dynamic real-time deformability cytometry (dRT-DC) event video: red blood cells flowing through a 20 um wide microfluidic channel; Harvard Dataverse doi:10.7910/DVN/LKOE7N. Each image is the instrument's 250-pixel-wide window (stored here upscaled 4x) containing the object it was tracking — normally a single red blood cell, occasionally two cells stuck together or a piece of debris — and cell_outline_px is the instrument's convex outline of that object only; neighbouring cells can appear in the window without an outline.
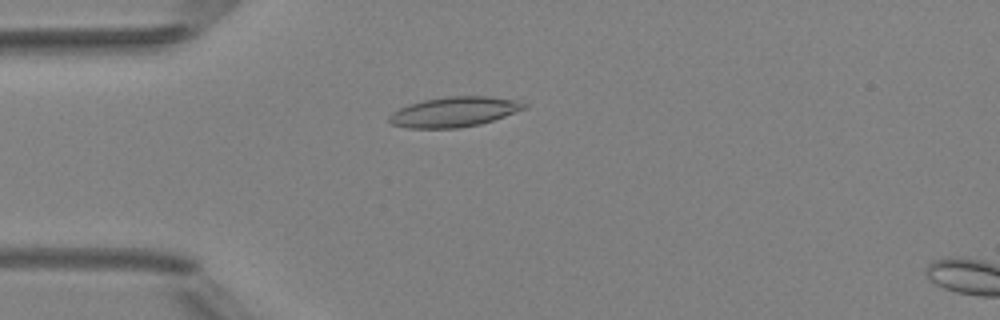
{"species": "Egyptian fruit bat (a non-hibernating species)", "species_latin": "Rousettus aegyptiacus", "temperature_condition": "room temperature", "stored_images_in_passage": 3, "camera_frame_rate_fps": 3000, "um_per_image_px": 0.085, "animal": {"sex": "female"}, "frame": {"image": 1, "passage_image": 2, "time_ms": 1.333, "image_size_px": [1000, 320], "cell_outline_px": [[528, 108], [480, 124], [460, 128], [408, 128], [392, 124], [388, 120], [388, 116], [392, 112], [408, 104], [424, 100], [448, 96], [488, 96], [520, 100], [528, 104]], "centroid_in_image_um": [38.63, 9.5], "position_along_channel_um": 46.4, "area_um2": 23.76}}